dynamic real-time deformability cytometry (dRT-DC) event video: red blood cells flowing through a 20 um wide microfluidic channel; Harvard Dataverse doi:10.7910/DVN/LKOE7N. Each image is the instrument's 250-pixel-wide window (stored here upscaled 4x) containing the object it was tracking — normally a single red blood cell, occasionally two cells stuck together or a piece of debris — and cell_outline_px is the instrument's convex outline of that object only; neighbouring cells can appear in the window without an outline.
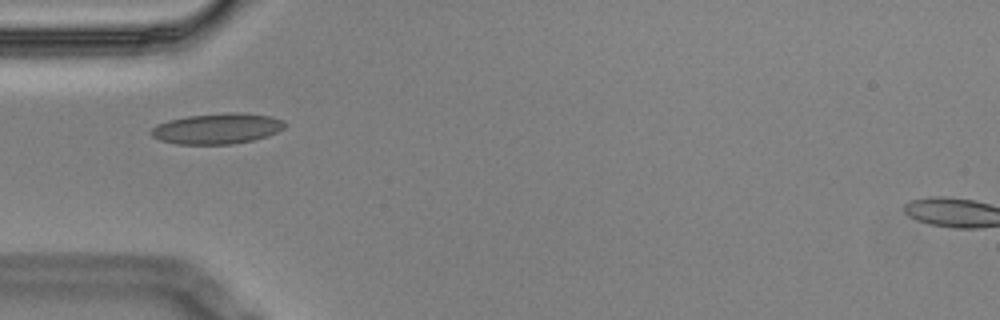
{"species": "Egyptian fruit bat (a non-hibernating species)", "species_latin": "Rousettus aegyptiacus", "temperature_condition": "cold", "stored_images_in_passage": 7, "camera_frame_rate_fps": 3000, "um_per_image_px": 0.085, "animal": {"sex": "male"}, "frame": {"image": 1, "passage_image": 3, "time_ms": 0.667, "image_size_px": [1000, 320], "cell_outline_px": [[284, 128], [268, 136], [252, 140], [232, 144], [176, 144], [160, 140], [152, 136], [152, 128], [156, 124], [168, 120], [188, 116], [232, 112], [240, 112], [268, 116], [284, 120]], "centroid_in_image_um": [18.45, 10.93], "position_along_channel_um": 66.6, "area_um2": 23.7}}
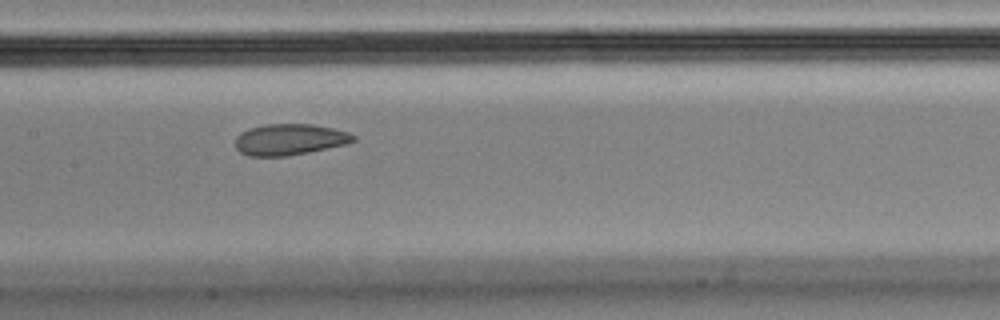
{"frame": {"image": 2, "passage_image": 6, "time_ms": 1.667, "image_size_px": [1000, 320], "cell_outline_px": [[356, 140], [348, 144], [288, 156], [248, 156], [240, 152], [236, 148], [236, 136], [240, 132], [248, 128], [268, 124], [312, 124], [332, 128], [348, 132], [356, 136]], "centroid_in_image_um": [24.62, 11.86], "position_along_channel_um": 182.8, "area_um2": 21.56}}
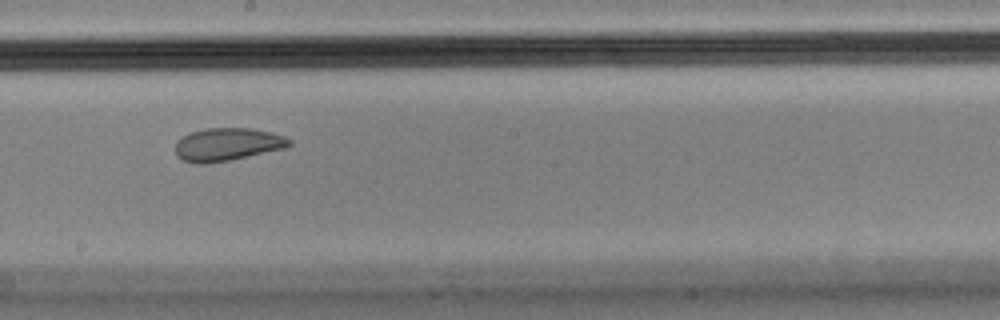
{"frame": {"image": 3, "passage_image": 7, "time_ms": 2.0, "image_size_px": [1000, 320], "cell_outline_px": [[292, 144], [284, 148], [232, 160], [208, 164], [196, 164], [184, 160], [176, 156], [176, 140], [192, 132], [204, 128], [252, 128], [272, 132], [284, 136], [292, 140]], "centroid_in_image_um": [19.33, 12.28], "position_along_channel_um": 228.9, "area_um2": 22.02}}